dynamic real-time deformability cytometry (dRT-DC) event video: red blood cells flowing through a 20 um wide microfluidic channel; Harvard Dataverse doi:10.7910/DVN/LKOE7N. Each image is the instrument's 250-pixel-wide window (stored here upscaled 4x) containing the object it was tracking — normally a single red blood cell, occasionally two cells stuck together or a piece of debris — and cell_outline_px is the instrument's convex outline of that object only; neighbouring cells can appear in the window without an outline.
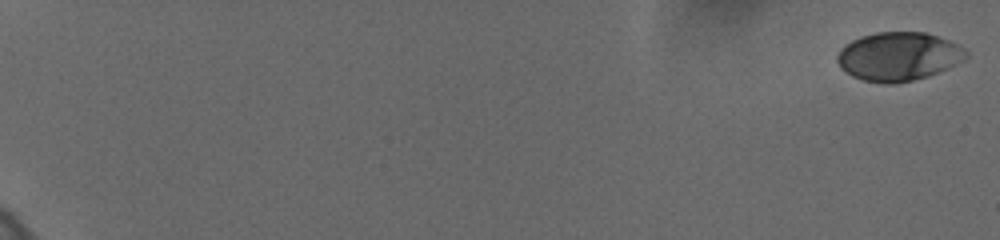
{"species": "human", "species_latin": "Homo sapiens", "temperature_condition": "cold", "stored_images_in_passage": 60, "camera_frame_rate_fps": 3000, "um_per_image_px": 0.085, "donor": {"sex": "female"}, "frame": {"image": 1, "passage_image": 1, "time_ms": 0.0, "image_size_px": [1000, 240], "cell_outline_px": [[968, 56], [964, 60], [948, 68], [928, 76], [912, 80], [864, 80], [852, 76], [840, 68], [836, 60], [836, 56], [840, 48], [844, 44], [860, 36], [876, 32], [924, 32], [948, 40], [964, 48], [968, 52]], "centroid_in_image_um": [76.36, 4.75], "position_along_channel_um": 8.6, "area_um2": 35.84}}
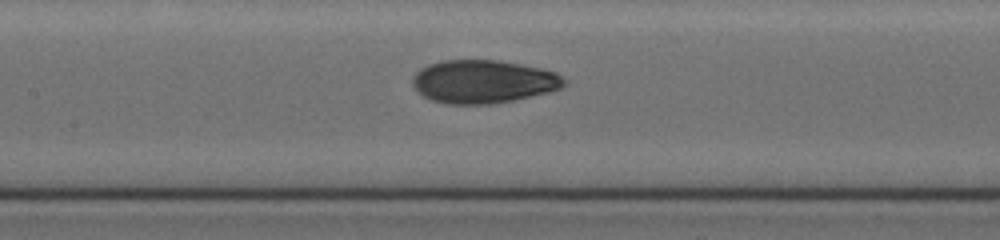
{"frame": {"image": 2, "passage_image": 33, "time_ms": 10.667, "image_size_px": [1000, 240], "cell_outline_px": [[564, 84], [560, 88], [548, 92], [512, 100], [488, 104], [448, 104], [432, 100], [424, 96], [412, 84], [412, 76], [420, 68], [428, 64], [440, 60], [500, 60], [540, 68], [556, 72], [564, 80]], "centroid_in_image_um": [41.03, 6.92], "position_along_channel_um": 166.4, "area_um2": 37.92}}
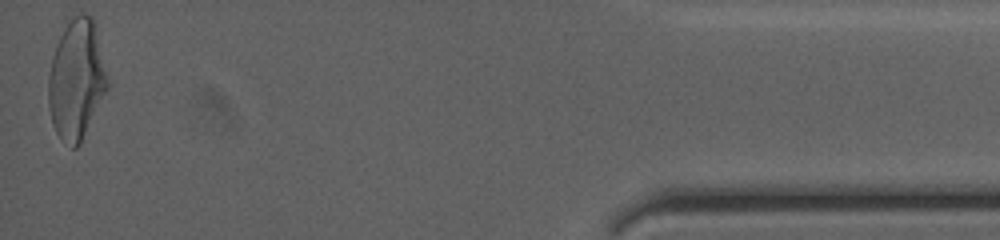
{"frame": {"image": 3, "passage_image": 60, "time_ms": 19.667, "image_size_px": [1000, 240], "cell_outline_px": [[108, 88], [80, 144], [76, 148], [72, 148], [60, 140], [52, 124], [48, 104], [48, 76], [56, 44], [64, 28], [80, 12], [92, 16], [96, 24], [108, 80]], "centroid_in_image_um": [6.5, 6.79], "position_along_channel_um": 428.7, "area_um2": 41.21}, "authors_computed_cell_mechanics": {"area_um2": 37.3966, "velocity_mm_per_s": 3.6248, "shape_relaxation_time_tau1_ms": 3.8157, "shape_relaxation_time_tau2_ms": 1.2518, "deformation_change_tau1": 0.164, "deformation_change_tau2": 0.0621}}